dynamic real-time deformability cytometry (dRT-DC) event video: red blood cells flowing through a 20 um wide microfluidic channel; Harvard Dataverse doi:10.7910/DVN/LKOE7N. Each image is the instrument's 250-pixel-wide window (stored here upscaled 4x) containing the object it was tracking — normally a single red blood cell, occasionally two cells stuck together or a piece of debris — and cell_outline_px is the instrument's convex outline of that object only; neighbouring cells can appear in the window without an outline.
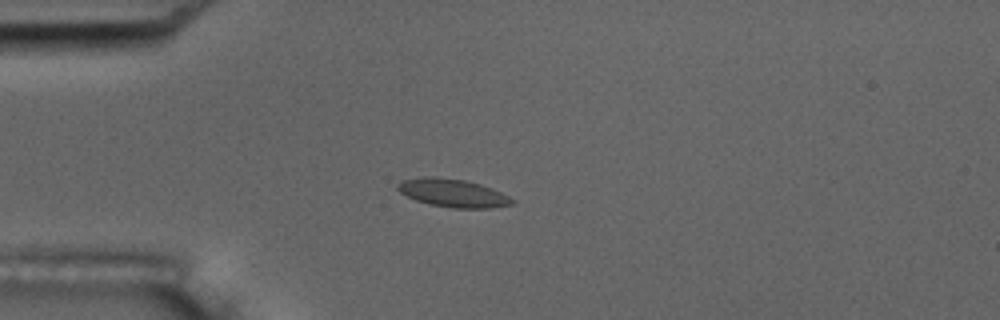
{"species": "common noctule bat (a hibernating species)", "species_latin": "Nyctalus noctula", "temperature_condition": "room temperature", "stored_images_in_passage": 7, "camera_frame_rate_fps": 3000, "um_per_image_px": 0.085, "animal": {"sex": "male", "body_mass_g": 17.5, "forearm_length_mm": 52.3}, "frame": {"image": 1, "passage_image": 5, "time_ms": 4.667, "image_size_px": [1000, 320], "cell_outline_px": [[516, 204], [492, 208], [452, 208], [428, 204], [416, 200], [400, 192], [396, 188], [396, 184], [404, 180], [424, 176], [432, 176], [464, 180], [480, 184], [492, 188], [516, 200]], "centroid_in_image_um": [38.52, 16.41], "position_along_channel_um": 46.5, "area_um2": 18.84}}